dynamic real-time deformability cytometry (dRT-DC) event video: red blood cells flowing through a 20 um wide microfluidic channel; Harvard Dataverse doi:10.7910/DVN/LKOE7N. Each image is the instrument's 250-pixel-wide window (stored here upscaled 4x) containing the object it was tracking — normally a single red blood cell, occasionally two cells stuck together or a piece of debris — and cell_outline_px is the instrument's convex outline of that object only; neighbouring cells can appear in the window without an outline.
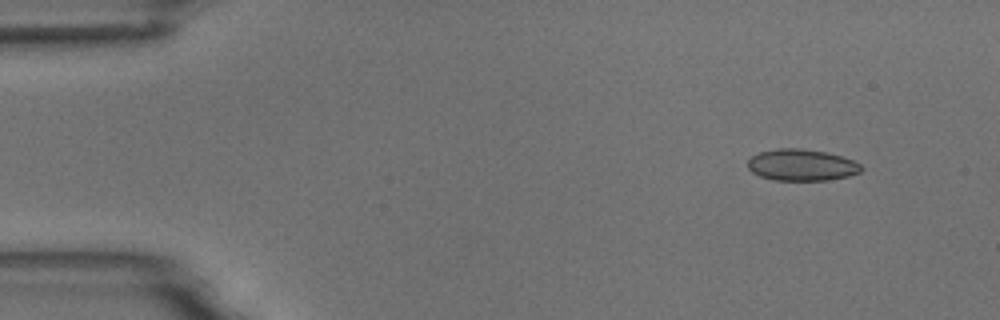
{"species": "common noctule bat (a hibernating species)", "species_latin": "Nyctalus noctula", "temperature_condition": "room temperature", "stored_images_in_passage": 4, "camera_frame_rate_fps": 3000, "um_per_image_px": 0.085, "animal": {"sex": "male", "body_mass_g": 18.8}, "frame": {"image": 1, "passage_image": 1, "time_ms": 0.0, "image_size_px": [1000, 320], "cell_outline_px": [[864, 168], [860, 172], [848, 176], [828, 180], [772, 180], [760, 176], [752, 172], [748, 168], [748, 160], [752, 156], [760, 152], [780, 148], [796, 148], [824, 152], [840, 156], [852, 160], [860, 164]], "centroid_in_image_um": [68.13, 14.03], "position_along_channel_um": 16.9, "area_um2": 20.69}}
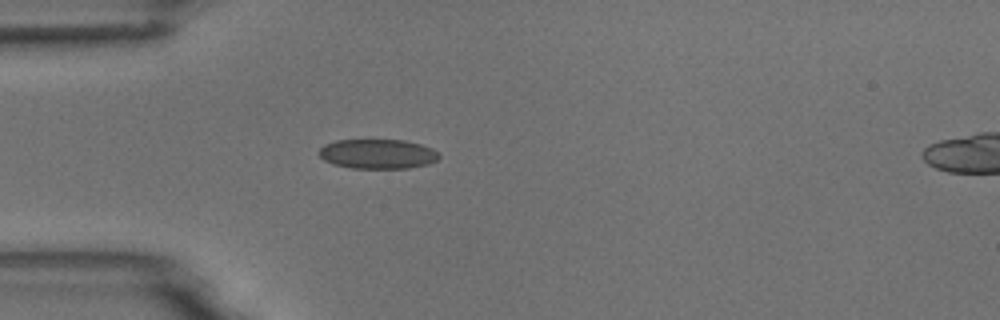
{"frame": {"image": 2, "passage_image": 4, "time_ms": 3.333, "image_size_px": [1000, 320], "cell_outline_px": [[440, 156], [436, 160], [428, 164], [408, 168], [352, 168], [332, 164], [324, 160], [320, 156], [320, 148], [324, 144], [336, 140], [404, 140], [420, 144], [432, 148]], "centroid_in_image_um": [32.08, 13.08], "position_along_channel_um": 52.9, "area_um2": 20.63}}